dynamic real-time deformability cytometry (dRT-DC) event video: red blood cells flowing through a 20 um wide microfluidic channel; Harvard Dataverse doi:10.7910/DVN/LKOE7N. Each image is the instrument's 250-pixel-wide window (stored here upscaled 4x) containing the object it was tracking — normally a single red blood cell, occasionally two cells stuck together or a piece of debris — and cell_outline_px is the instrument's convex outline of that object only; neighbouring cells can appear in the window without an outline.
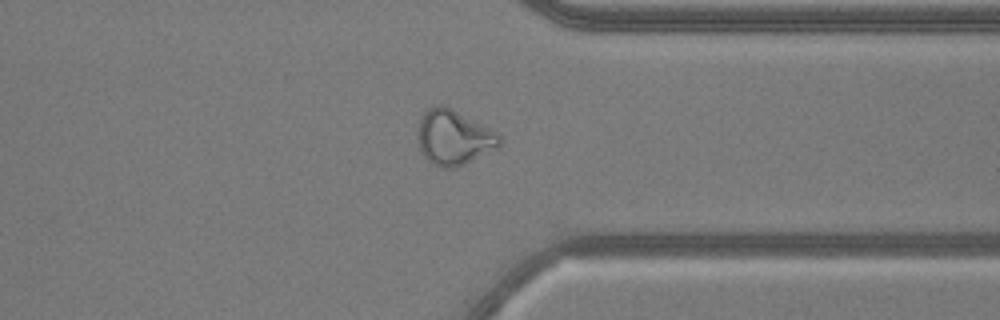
{"species": "common noctule bat (a hibernating species)", "species_latin": "Nyctalus noctula", "temperature_condition": "warm", "stored_images_in_passage": 44, "camera_frame_rate_fps": 3000, "um_per_image_px": 0.085, "animal": {"sex": "male", "body_mass_g": 20.5, "forearm_length_mm": 52.5}, "frame": {"image": 1, "passage_image": 32, "time_ms": 10.333, "image_size_px": [1000, 320], "cell_outline_px": [[500, 148], [464, 164], [452, 168], [444, 168], [432, 164], [424, 156], [420, 148], [416, 136], [416, 132], [420, 120], [424, 112], [428, 108], [436, 104], [444, 104], [496, 132], [500, 136]], "centroid_in_image_um": [38.54, 11.68], "position_along_channel_um": 372.9, "area_um2": 26.3}, "authors_computed_cell_mechanics": {"area_um2": 25.1719, "velocity_mm_per_s": 3.7622, "shape_relaxation_time_tau1_ms": null, "shape_relaxation_time_tau2_ms": 1.3742, "deformation_change_tau1": null, "deformation_change_tau2": 0.0863}}